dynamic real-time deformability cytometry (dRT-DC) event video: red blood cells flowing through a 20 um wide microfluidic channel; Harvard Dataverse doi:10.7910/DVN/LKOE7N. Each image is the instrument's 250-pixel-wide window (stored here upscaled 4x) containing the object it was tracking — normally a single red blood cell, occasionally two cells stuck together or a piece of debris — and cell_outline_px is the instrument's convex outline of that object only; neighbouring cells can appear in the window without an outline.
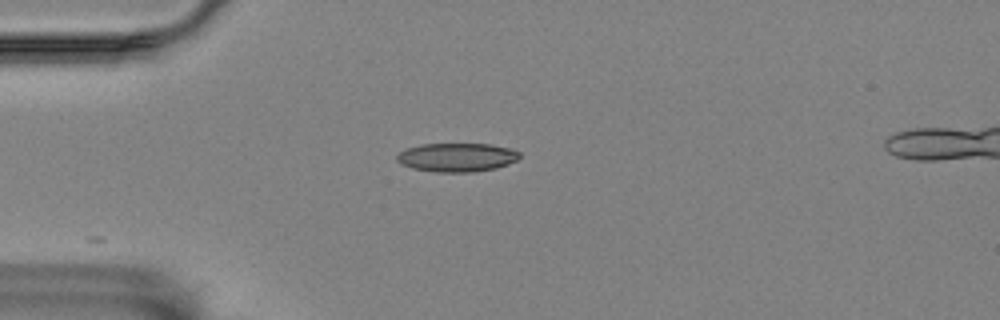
{"species": "Egyptian fruit bat (a non-hibernating species)", "species_latin": "Rousettus aegyptiacus", "temperature_condition": "room temperature", "stored_images_in_passage": 4, "camera_frame_rate_fps": 3000, "um_per_image_px": 0.085, "animal": {"sex": "female"}, "frame": {"image": 1, "passage_image": 4, "time_ms": 3.667, "image_size_px": [1000, 320], "cell_outline_px": [[520, 156], [516, 160], [496, 168], [472, 172], [436, 172], [412, 168], [400, 164], [396, 160], [396, 156], [404, 148], [420, 144], [488, 144], [512, 148], [520, 152]], "centroid_in_image_um": [38.8, 13.37], "position_along_channel_um": 46.2, "area_um2": 20.63}}